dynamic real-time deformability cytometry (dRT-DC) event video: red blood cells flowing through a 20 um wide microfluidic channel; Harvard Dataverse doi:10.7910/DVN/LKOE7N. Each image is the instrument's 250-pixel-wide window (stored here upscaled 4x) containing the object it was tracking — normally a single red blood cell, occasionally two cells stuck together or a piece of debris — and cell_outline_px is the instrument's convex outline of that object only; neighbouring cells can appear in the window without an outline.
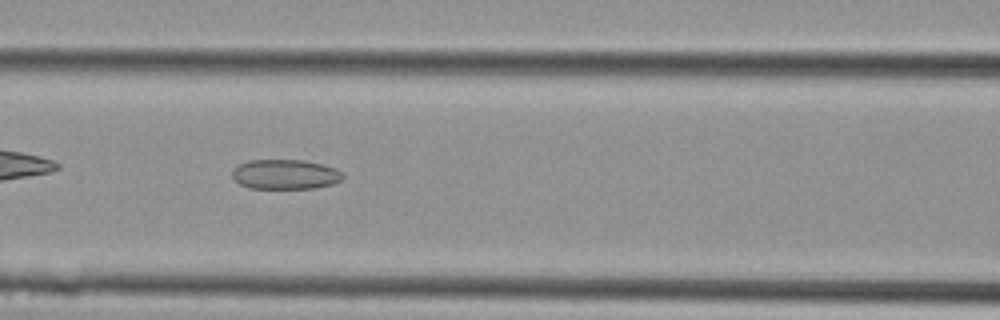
{"species": "Egyptian fruit bat (a non-hibernating species)", "species_latin": "Rousettus aegyptiacus", "temperature_condition": "cold", "stored_images_in_passage": 24, "camera_frame_rate_fps": 3000, "um_per_image_px": 0.085, "animal": {"sex": "female"}, "frame": {"image": 1, "passage_image": 8, "time_ms": 2.333, "image_size_px": [1000, 320], "cell_outline_px": [[344, 180], [332, 184], [316, 188], [248, 188], [240, 184], [232, 176], [232, 172], [240, 164], [248, 160], [304, 160], [336, 168], [344, 176]], "centroid_in_image_um": [24.27, 14.82], "position_along_channel_um": 142.3, "area_um2": 19.13}}
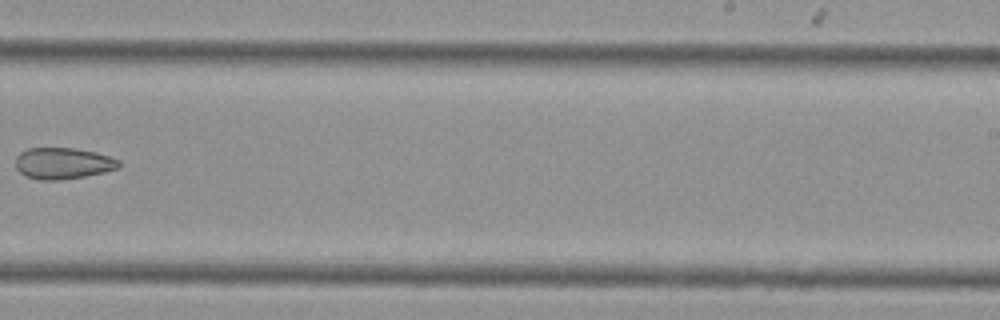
{"frame": {"image": 2, "passage_image": 14, "time_ms": 4.333, "image_size_px": [1000, 320], "cell_outline_px": [[120, 168], [104, 172], [84, 176], [56, 180], [40, 180], [24, 176], [16, 168], [16, 156], [20, 152], [28, 148], [76, 148], [96, 152], [120, 160]], "centroid_in_image_um": [5.35, 13.88], "position_along_channel_um": 283.7, "area_um2": 18.96}}